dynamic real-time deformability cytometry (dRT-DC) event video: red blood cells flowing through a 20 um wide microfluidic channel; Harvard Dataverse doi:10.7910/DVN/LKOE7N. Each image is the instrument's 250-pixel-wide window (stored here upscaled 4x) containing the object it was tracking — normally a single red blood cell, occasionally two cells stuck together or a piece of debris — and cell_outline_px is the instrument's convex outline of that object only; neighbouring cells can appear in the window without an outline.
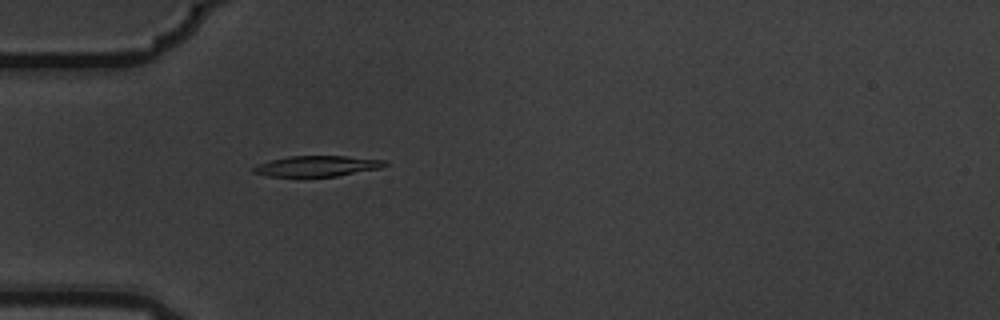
{"species": "common noctule bat (a hibernating species)", "species_latin": "Nyctalus noctula", "temperature_condition": "warm", "stored_images_in_passage": 1, "camera_frame_rate_fps": 3000, "um_per_image_px": 0.085, "animal": {"sex": "male", "body_mass_g": 19.5, "forearm_length_mm": 54.6}, "frame": {"image": 1, "passage_image": 1, "time_ms": 0.0, "image_size_px": [1000, 320], "cell_outline_px": [[388, 164], [380, 168], [336, 176], [268, 176], [252, 172], [252, 168], [260, 164], [272, 160], [288, 156], [344, 156], [384, 160]], "centroid_in_image_um": [26.95, 14.11], "position_along_channel_um": 58.1, "area_um2": 15.49}}